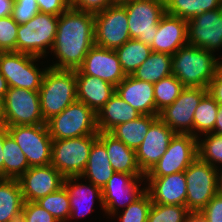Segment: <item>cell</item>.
<instances>
[{
	"mask_svg": "<svg viewBox=\"0 0 222 222\" xmlns=\"http://www.w3.org/2000/svg\"><path fill=\"white\" fill-rule=\"evenodd\" d=\"M95 45L94 13L69 8L58 16L57 32L51 51L59 63L54 69L76 70Z\"/></svg>",
	"mask_w": 222,
	"mask_h": 222,
	"instance_id": "6da1fadb",
	"label": "cell"
},
{
	"mask_svg": "<svg viewBox=\"0 0 222 222\" xmlns=\"http://www.w3.org/2000/svg\"><path fill=\"white\" fill-rule=\"evenodd\" d=\"M218 60L212 52L187 44L172 55L171 73L185 87L208 89L220 69Z\"/></svg>",
	"mask_w": 222,
	"mask_h": 222,
	"instance_id": "7a4b0ae2",
	"label": "cell"
},
{
	"mask_svg": "<svg viewBox=\"0 0 222 222\" xmlns=\"http://www.w3.org/2000/svg\"><path fill=\"white\" fill-rule=\"evenodd\" d=\"M41 113L45 121L77 101L76 70L47 67L39 89Z\"/></svg>",
	"mask_w": 222,
	"mask_h": 222,
	"instance_id": "3957f363",
	"label": "cell"
},
{
	"mask_svg": "<svg viewBox=\"0 0 222 222\" xmlns=\"http://www.w3.org/2000/svg\"><path fill=\"white\" fill-rule=\"evenodd\" d=\"M58 16L38 13L17 30L16 52L43 57L52 49L57 32Z\"/></svg>",
	"mask_w": 222,
	"mask_h": 222,
	"instance_id": "277c9868",
	"label": "cell"
},
{
	"mask_svg": "<svg viewBox=\"0 0 222 222\" xmlns=\"http://www.w3.org/2000/svg\"><path fill=\"white\" fill-rule=\"evenodd\" d=\"M52 139L76 138L98 134L96 113L82 102L75 101L60 114L46 121Z\"/></svg>",
	"mask_w": 222,
	"mask_h": 222,
	"instance_id": "5b68a950",
	"label": "cell"
},
{
	"mask_svg": "<svg viewBox=\"0 0 222 222\" xmlns=\"http://www.w3.org/2000/svg\"><path fill=\"white\" fill-rule=\"evenodd\" d=\"M126 8L131 39L151 46L158 31L160 18L165 14L164 0H119Z\"/></svg>",
	"mask_w": 222,
	"mask_h": 222,
	"instance_id": "8992f818",
	"label": "cell"
},
{
	"mask_svg": "<svg viewBox=\"0 0 222 222\" xmlns=\"http://www.w3.org/2000/svg\"><path fill=\"white\" fill-rule=\"evenodd\" d=\"M97 138L98 134L53 139L51 165L65 178L81 176L87 165L90 149Z\"/></svg>",
	"mask_w": 222,
	"mask_h": 222,
	"instance_id": "52a82bcc",
	"label": "cell"
},
{
	"mask_svg": "<svg viewBox=\"0 0 222 222\" xmlns=\"http://www.w3.org/2000/svg\"><path fill=\"white\" fill-rule=\"evenodd\" d=\"M184 174L187 183L185 206L192 214H199L217 194V168L197 157Z\"/></svg>",
	"mask_w": 222,
	"mask_h": 222,
	"instance_id": "ba28073f",
	"label": "cell"
},
{
	"mask_svg": "<svg viewBox=\"0 0 222 222\" xmlns=\"http://www.w3.org/2000/svg\"><path fill=\"white\" fill-rule=\"evenodd\" d=\"M40 59L16 51L0 52V72L8 86L39 92L46 69L40 71L33 63Z\"/></svg>",
	"mask_w": 222,
	"mask_h": 222,
	"instance_id": "9c48e42d",
	"label": "cell"
},
{
	"mask_svg": "<svg viewBox=\"0 0 222 222\" xmlns=\"http://www.w3.org/2000/svg\"><path fill=\"white\" fill-rule=\"evenodd\" d=\"M26 155L29 167L51 164L53 139L46 124L6 126Z\"/></svg>",
	"mask_w": 222,
	"mask_h": 222,
	"instance_id": "30bf717a",
	"label": "cell"
},
{
	"mask_svg": "<svg viewBox=\"0 0 222 222\" xmlns=\"http://www.w3.org/2000/svg\"><path fill=\"white\" fill-rule=\"evenodd\" d=\"M4 126L46 124L39 92L10 87L3 99Z\"/></svg>",
	"mask_w": 222,
	"mask_h": 222,
	"instance_id": "8fae6325",
	"label": "cell"
},
{
	"mask_svg": "<svg viewBox=\"0 0 222 222\" xmlns=\"http://www.w3.org/2000/svg\"><path fill=\"white\" fill-rule=\"evenodd\" d=\"M95 45L116 49L130 40L126 8L117 1L94 14Z\"/></svg>",
	"mask_w": 222,
	"mask_h": 222,
	"instance_id": "7c38bea8",
	"label": "cell"
},
{
	"mask_svg": "<svg viewBox=\"0 0 222 222\" xmlns=\"http://www.w3.org/2000/svg\"><path fill=\"white\" fill-rule=\"evenodd\" d=\"M198 157V138L179 134L171 138L166 152L145 177H163L185 171Z\"/></svg>",
	"mask_w": 222,
	"mask_h": 222,
	"instance_id": "4fadbf2b",
	"label": "cell"
},
{
	"mask_svg": "<svg viewBox=\"0 0 222 222\" xmlns=\"http://www.w3.org/2000/svg\"><path fill=\"white\" fill-rule=\"evenodd\" d=\"M208 89L185 87L178 98L159 112L158 117L175 133L193 135V118L201 99Z\"/></svg>",
	"mask_w": 222,
	"mask_h": 222,
	"instance_id": "5bb4252c",
	"label": "cell"
},
{
	"mask_svg": "<svg viewBox=\"0 0 222 222\" xmlns=\"http://www.w3.org/2000/svg\"><path fill=\"white\" fill-rule=\"evenodd\" d=\"M142 178L145 180V176H133L132 174L115 172L102 188V203L105 213L109 216L115 215L116 212L118 213L119 207L117 206L128 207L140 198L146 192V188L140 190V185L138 184L141 180L143 182Z\"/></svg>",
	"mask_w": 222,
	"mask_h": 222,
	"instance_id": "9a60e30c",
	"label": "cell"
},
{
	"mask_svg": "<svg viewBox=\"0 0 222 222\" xmlns=\"http://www.w3.org/2000/svg\"><path fill=\"white\" fill-rule=\"evenodd\" d=\"M187 42L212 53L222 47V7L189 19Z\"/></svg>",
	"mask_w": 222,
	"mask_h": 222,
	"instance_id": "2e32d148",
	"label": "cell"
},
{
	"mask_svg": "<svg viewBox=\"0 0 222 222\" xmlns=\"http://www.w3.org/2000/svg\"><path fill=\"white\" fill-rule=\"evenodd\" d=\"M76 75L97 77L115 87L126 77L115 50L97 45L89 50L83 64L76 69Z\"/></svg>",
	"mask_w": 222,
	"mask_h": 222,
	"instance_id": "e0dca14e",
	"label": "cell"
},
{
	"mask_svg": "<svg viewBox=\"0 0 222 222\" xmlns=\"http://www.w3.org/2000/svg\"><path fill=\"white\" fill-rule=\"evenodd\" d=\"M64 176L51 164L28 168L18 179L25 202H36L63 186Z\"/></svg>",
	"mask_w": 222,
	"mask_h": 222,
	"instance_id": "ac0fdd59",
	"label": "cell"
},
{
	"mask_svg": "<svg viewBox=\"0 0 222 222\" xmlns=\"http://www.w3.org/2000/svg\"><path fill=\"white\" fill-rule=\"evenodd\" d=\"M175 132L159 117L150 125L148 132L136 149L140 170L146 175L166 152Z\"/></svg>",
	"mask_w": 222,
	"mask_h": 222,
	"instance_id": "d6986e66",
	"label": "cell"
},
{
	"mask_svg": "<svg viewBox=\"0 0 222 222\" xmlns=\"http://www.w3.org/2000/svg\"><path fill=\"white\" fill-rule=\"evenodd\" d=\"M149 181L146 191L152 203L185 206L187 183L184 171L163 177H145Z\"/></svg>",
	"mask_w": 222,
	"mask_h": 222,
	"instance_id": "ffe728a7",
	"label": "cell"
},
{
	"mask_svg": "<svg viewBox=\"0 0 222 222\" xmlns=\"http://www.w3.org/2000/svg\"><path fill=\"white\" fill-rule=\"evenodd\" d=\"M116 93L140 115H159L154 98V83L126 75L116 86Z\"/></svg>",
	"mask_w": 222,
	"mask_h": 222,
	"instance_id": "44dd1931",
	"label": "cell"
},
{
	"mask_svg": "<svg viewBox=\"0 0 222 222\" xmlns=\"http://www.w3.org/2000/svg\"><path fill=\"white\" fill-rule=\"evenodd\" d=\"M187 44V20L165 13L159 20L151 50L174 55Z\"/></svg>",
	"mask_w": 222,
	"mask_h": 222,
	"instance_id": "7402d4cb",
	"label": "cell"
},
{
	"mask_svg": "<svg viewBox=\"0 0 222 222\" xmlns=\"http://www.w3.org/2000/svg\"><path fill=\"white\" fill-rule=\"evenodd\" d=\"M98 139L105 145L108 159L115 172L145 176L136 159V150L129 148L110 132H98Z\"/></svg>",
	"mask_w": 222,
	"mask_h": 222,
	"instance_id": "603a6c76",
	"label": "cell"
},
{
	"mask_svg": "<svg viewBox=\"0 0 222 222\" xmlns=\"http://www.w3.org/2000/svg\"><path fill=\"white\" fill-rule=\"evenodd\" d=\"M77 101L90 107L96 114L116 92L110 83L89 75H76Z\"/></svg>",
	"mask_w": 222,
	"mask_h": 222,
	"instance_id": "cb8c5ba5",
	"label": "cell"
},
{
	"mask_svg": "<svg viewBox=\"0 0 222 222\" xmlns=\"http://www.w3.org/2000/svg\"><path fill=\"white\" fill-rule=\"evenodd\" d=\"M79 180L80 176H72L64 178L63 181V185L68 191L70 200L71 214L69 218H74L75 216L81 217L92 212L94 198H97V200L99 199L102 209L104 208L102 203V189L91 182H88L90 183L88 186L87 184L76 183V181ZM82 203L84 205L87 204L86 207H84ZM81 208H84V211L83 209L81 211Z\"/></svg>",
	"mask_w": 222,
	"mask_h": 222,
	"instance_id": "d4e9b609",
	"label": "cell"
},
{
	"mask_svg": "<svg viewBox=\"0 0 222 222\" xmlns=\"http://www.w3.org/2000/svg\"><path fill=\"white\" fill-rule=\"evenodd\" d=\"M140 114L116 92L96 114L98 132H110L117 125L132 121Z\"/></svg>",
	"mask_w": 222,
	"mask_h": 222,
	"instance_id": "484cf974",
	"label": "cell"
},
{
	"mask_svg": "<svg viewBox=\"0 0 222 222\" xmlns=\"http://www.w3.org/2000/svg\"><path fill=\"white\" fill-rule=\"evenodd\" d=\"M114 173L105 145L97 138L90 149L87 165L80 178L86 176L89 182L102 189Z\"/></svg>",
	"mask_w": 222,
	"mask_h": 222,
	"instance_id": "4316f807",
	"label": "cell"
},
{
	"mask_svg": "<svg viewBox=\"0 0 222 222\" xmlns=\"http://www.w3.org/2000/svg\"><path fill=\"white\" fill-rule=\"evenodd\" d=\"M24 202L18 179L0 180V222L20 220Z\"/></svg>",
	"mask_w": 222,
	"mask_h": 222,
	"instance_id": "83f0119b",
	"label": "cell"
},
{
	"mask_svg": "<svg viewBox=\"0 0 222 222\" xmlns=\"http://www.w3.org/2000/svg\"><path fill=\"white\" fill-rule=\"evenodd\" d=\"M157 118L156 115H140L132 121L117 125L110 133L129 148L136 150L144 140L150 125Z\"/></svg>",
	"mask_w": 222,
	"mask_h": 222,
	"instance_id": "f1b7e54d",
	"label": "cell"
},
{
	"mask_svg": "<svg viewBox=\"0 0 222 222\" xmlns=\"http://www.w3.org/2000/svg\"><path fill=\"white\" fill-rule=\"evenodd\" d=\"M172 55L152 51L147 60L131 75L135 79L156 83L171 75Z\"/></svg>",
	"mask_w": 222,
	"mask_h": 222,
	"instance_id": "f546056e",
	"label": "cell"
},
{
	"mask_svg": "<svg viewBox=\"0 0 222 222\" xmlns=\"http://www.w3.org/2000/svg\"><path fill=\"white\" fill-rule=\"evenodd\" d=\"M3 179H19L30 168L26 155L8 134L3 145Z\"/></svg>",
	"mask_w": 222,
	"mask_h": 222,
	"instance_id": "4dcf8cb0",
	"label": "cell"
},
{
	"mask_svg": "<svg viewBox=\"0 0 222 222\" xmlns=\"http://www.w3.org/2000/svg\"><path fill=\"white\" fill-rule=\"evenodd\" d=\"M165 13L184 20L222 7V0H164Z\"/></svg>",
	"mask_w": 222,
	"mask_h": 222,
	"instance_id": "1f68e13d",
	"label": "cell"
},
{
	"mask_svg": "<svg viewBox=\"0 0 222 222\" xmlns=\"http://www.w3.org/2000/svg\"><path fill=\"white\" fill-rule=\"evenodd\" d=\"M115 52L125 75H132L147 60L152 50L149 45L137 39H130L122 46L116 48Z\"/></svg>",
	"mask_w": 222,
	"mask_h": 222,
	"instance_id": "d6a6232c",
	"label": "cell"
},
{
	"mask_svg": "<svg viewBox=\"0 0 222 222\" xmlns=\"http://www.w3.org/2000/svg\"><path fill=\"white\" fill-rule=\"evenodd\" d=\"M219 104L207 93L197 106L193 118V136L198 137L196 130L203 134L212 133L217 119Z\"/></svg>",
	"mask_w": 222,
	"mask_h": 222,
	"instance_id": "836d02e7",
	"label": "cell"
},
{
	"mask_svg": "<svg viewBox=\"0 0 222 222\" xmlns=\"http://www.w3.org/2000/svg\"><path fill=\"white\" fill-rule=\"evenodd\" d=\"M36 202L54 216L59 222H66V220L70 217V200L68 191L64 185L57 191L40 198Z\"/></svg>",
	"mask_w": 222,
	"mask_h": 222,
	"instance_id": "e575fe53",
	"label": "cell"
},
{
	"mask_svg": "<svg viewBox=\"0 0 222 222\" xmlns=\"http://www.w3.org/2000/svg\"><path fill=\"white\" fill-rule=\"evenodd\" d=\"M184 88L185 86L173 74L154 83L156 110L160 112L171 105Z\"/></svg>",
	"mask_w": 222,
	"mask_h": 222,
	"instance_id": "d590c367",
	"label": "cell"
},
{
	"mask_svg": "<svg viewBox=\"0 0 222 222\" xmlns=\"http://www.w3.org/2000/svg\"><path fill=\"white\" fill-rule=\"evenodd\" d=\"M191 215L186 206L152 203L147 222H186Z\"/></svg>",
	"mask_w": 222,
	"mask_h": 222,
	"instance_id": "8d00e7d4",
	"label": "cell"
},
{
	"mask_svg": "<svg viewBox=\"0 0 222 222\" xmlns=\"http://www.w3.org/2000/svg\"><path fill=\"white\" fill-rule=\"evenodd\" d=\"M203 140L198 139V157L215 168L217 163L222 164V136L215 133L204 135Z\"/></svg>",
	"mask_w": 222,
	"mask_h": 222,
	"instance_id": "74e56055",
	"label": "cell"
},
{
	"mask_svg": "<svg viewBox=\"0 0 222 222\" xmlns=\"http://www.w3.org/2000/svg\"><path fill=\"white\" fill-rule=\"evenodd\" d=\"M152 206L150 194L146 191L135 202L131 203L119 216L120 222H147Z\"/></svg>",
	"mask_w": 222,
	"mask_h": 222,
	"instance_id": "f35d334b",
	"label": "cell"
},
{
	"mask_svg": "<svg viewBox=\"0 0 222 222\" xmlns=\"http://www.w3.org/2000/svg\"><path fill=\"white\" fill-rule=\"evenodd\" d=\"M18 27L12 16L0 18V52L16 51Z\"/></svg>",
	"mask_w": 222,
	"mask_h": 222,
	"instance_id": "ab89813d",
	"label": "cell"
},
{
	"mask_svg": "<svg viewBox=\"0 0 222 222\" xmlns=\"http://www.w3.org/2000/svg\"><path fill=\"white\" fill-rule=\"evenodd\" d=\"M39 12L37 0H15L11 16L19 25L28 22Z\"/></svg>",
	"mask_w": 222,
	"mask_h": 222,
	"instance_id": "60d3db41",
	"label": "cell"
},
{
	"mask_svg": "<svg viewBox=\"0 0 222 222\" xmlns=\"http://www.w3.org/2000/svg\"><path fill=\"white\" fill-rule=\"evenodd\" d=\"M20 219L23 222H59L37 202H24Z\"/></svg>",
	"mask_w": 222,
	"mask_h": 222,
	"instance_id": "b9f144b4",
	"label": "cell"
},
{
	"mask_svg": "<svg viewBox=\"0 0 222 222\" xmlns=\"http://www.w3.org/2000/svg\"><path fill=\"white\" fill-rule=\"evenodd\" d=\"M118 0H70V8L97 13L114 5Z\"/></svg>",
	"mask_w": 222,
	"mask_h": 222,
	"instance_id": "7bdbcfd3",
	"label": "cell"
},
{
	"mask_svg": "<svg viewBox=\"0 0 222 222\" xmlns=\"http://www.w3.org/2000/svg\"><path fill=\"white\" fill-rule=\"evenodd\" d=\"M205 222H222V196L216 194L199 212Z\"/></svg>",
	"mask_w": 222,
	"mask_h": 222,
	"instance_id": "ee69618b",
	"label": "cell"
},
{
	"mask_svg": "<svg viewBox=\"0 0 222 222\" xmlns=\"http://www.w3.org/2000/svg\"><path fill=\"white\" fill-rule=\"evenodd\" d=\"M40 13L59 16L70 8V0H37Z\"/></svg>",
	"mask_w": 222,
	"mask_h": 222,
	"instance_id": "f6af8a7d",
	"label": "cell"
},
{
	"mask_svg": "<svg viewBox=\"0 0 222 222\" xmlns=\"http://www.w3.org/2000/svg\"><path fill=\"white\" fill-rule=\"evenodd\" d=\"M208 93L219 105H222V71L220 69L211 80L208 87Z\"/></svg>",
	"mask_w": 222,
	"mask_h": 222,
	"instance_id": "bcb514c9",
	"label": "cell"
},
{
	"mask_svg": "<svg viewBox=\"0 0 222 222\" xmlns=\"http://www.w3.org/2000/svg\"><path fill=\"white\" fill-rule=\"evenodd\" d=\"M15 0H0V18L12 15Z\"/></svg>",
	"mask_w": 222,
	"mask_h": 222,
	"instance_id": "7dc6e473",
	"label": "cell"
},
{
	"mask_svg": "<svg viewBox=\"0 0 222 222\" xmlns=\"http://www.w3.org/2000/svg\"><path fill=\"white\" fill-rule=\"evenodd\" d=\"M8 130L6 126H0V176L3 179V145L4 139L8 135Z\"/></svg>",
	"mask_w": 222,
	"mask_h": 222,
	"instance_id": "c3c4849f",
	"label": "cell"
},
{
	"mask_svg": "<svg viewBox=\"0 0 222 222\" xmlns=\"http://www.w3.org/2000/svg\"><path fill=\"white\" fill-rule=\"evenodd\" d=\"M212 133L222 136V105H219L217 119Z\"/></svg>",
	"mask_w": 222,
	"mask_h": 222,
	"instance_id": "681fc988",
	"label": "cell"
},
{
	"mask_svg": "<svg viewBox=\"0 0 222 222\" xmlns=\"http://www.w3.org/2000/svg\"><path fill=\"white\" fill-rule=\"evenodd\" d=\"M8 89H9V86H8L7 80L0 72V97L1 98L4 99Z\"/></svg>",
	"mask_w": 222,
	"mask_h": 222,
	"instance_id": "f907efd6",
	"label": "cell"
},
{
	"mask_svg": "<svg viewBox=\"0 0 222 222\" xmlns=\"http://www.w3.org/2000/svg\"><path fill=\"white\" fill-rule=\"evenodd\" d=\"M217 194L222 196V171L217 169Z\"/></svg>",
	"mask_w": 222,
	"mask_h": 222,
	"instance_id": "816d5d0a",
	"label": "cell"
},
{
	"mask_svg": "<svg viewBox=\"0 0 222 222\" xmlns=\"http://www.w3.org/2000/svg\"><path fill=\"white\" fill-rule=\"evenodd\" d=\"M4 125V103L3 98L0 97V126Z\"/></svg>",
	"mask_w": 222,
	"mask_h": 222,
	"instance_id": "f5cc1de1",
	"label": "cell"
},
{
	"mask_svg": "<svg viewBox=\"0 0 222 222\" xmlns=\"http://www.w3.org/2000/svg\"><path fill=\"white\" fill-rule=\"evenodd\" d=\"M186 222H205L199 214H192Z\"/></svg>",
	"mask_w": 222,
	"mask_h": 222,
	"instance_id": "db71d44e",
	"label": "cell"
},
{
	"mask_svg": "<svg viewBox=\"0 0 222 222\" xmlns=\"http://www.w3.org/2000/svg\"><path fill=\"white\" fill-rule=\"evenodd\" d=\"M220 70L222 71V62L220 61Z\"/></svg>",
	"mask_w": 222,
	"mask_h": 222,
	"instance_id": "11a10c76",
	"label": "cell"
}]
</instances>
